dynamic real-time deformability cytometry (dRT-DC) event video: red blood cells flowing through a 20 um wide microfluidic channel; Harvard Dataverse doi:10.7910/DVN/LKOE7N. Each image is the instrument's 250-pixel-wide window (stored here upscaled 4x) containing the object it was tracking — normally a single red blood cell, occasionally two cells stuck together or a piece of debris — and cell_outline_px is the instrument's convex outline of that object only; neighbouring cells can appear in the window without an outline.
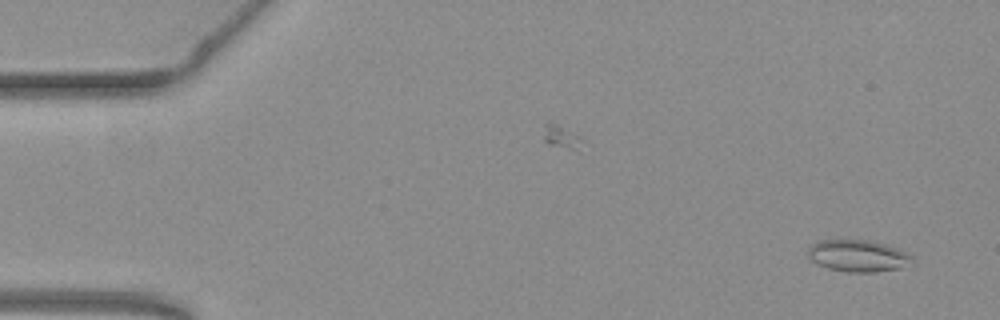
{"species": "common noctule bat (a hibernating species)", "species_latin": "Nyctalus noctula", "temperature_condition": "warm", "stored_images_in_passage": 53, "camera_frame_rate_fps": 3000, "um_per_image_px": 0.085, "animal": {"sex": "female", "body_mass_g": 19.3, "forearm_length_mm": 54.1}, "frame": {"image": 1, "passage_image": 2, "time_ms": 0.333, "image_size_px": [1000, 320], "cell_outline_px": [[916, 260], [896, 268], [876, 272], [848, 272], [828, 268], [812, 260], [808, 256], [808, 248], [812, 244], [820, 240], [868, 240], [884, 244], [896, 248], [912, 256]], "centroid_in_image_um": [72.9, 21.74], "position_along_channel_um": 12.1, "area_um2": 18.96}}
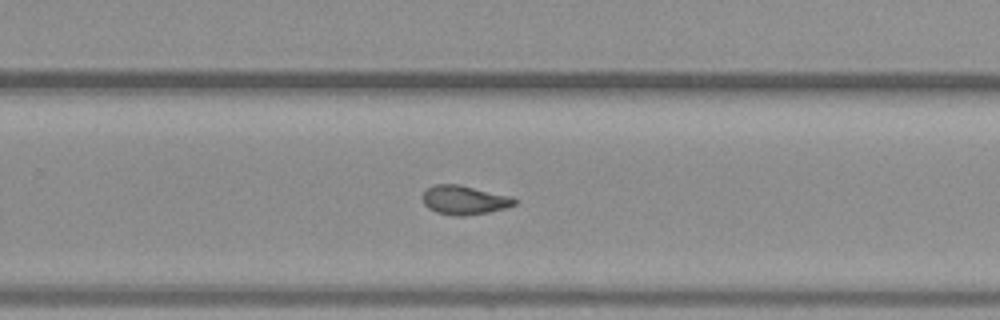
{"frame": {"image": 2, "passage_image": 34, "time_ms": 11.0, "image_size_px": [1000, 320], "cell_outline_px": [[516, 204], [504, 208], [488, 212], [464, 216], [452, 216], [436, 212], [428, 208], [424, 204], [420, 196], [432, 184], [456, 184], [512, 196], [516, 200]], "centroid_in_image_um": [39.42, 17.0], "position_along_channel_um": 290.4, "area_um2": 15.61}}
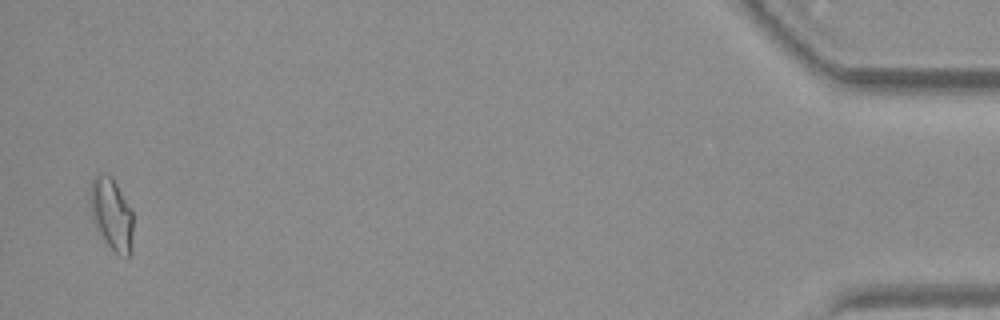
{"frame": {"image": 3, "passage_image": 52, "time_ms": 17.0, "image_size_px": [1000, 320], "cell_outline_px": [[132, 252], [128, 260], [116, 252], [104, 240], [96, 228], [92, 220], [88, 200], [88, 192], [92, 180], [96, 172], [108, 172], [112, 176], [132, 208]], "centroid_in_image_um": [9.46, 18.14], "position_along_channel_um": 425.7, "area_um2": 18.84}, "authors_computed_cell_mechanics": {"area_um2": 16.1262, "velocity_mm_per_s": 3.7929, "shape_relaxation_time_tau1_ms": 6.0389, "shape_relaxation_time_tau2_ms": 2.6838, "deformation_change_tau1": 0.1427, "deformation_change_tau2": 0.0956}}